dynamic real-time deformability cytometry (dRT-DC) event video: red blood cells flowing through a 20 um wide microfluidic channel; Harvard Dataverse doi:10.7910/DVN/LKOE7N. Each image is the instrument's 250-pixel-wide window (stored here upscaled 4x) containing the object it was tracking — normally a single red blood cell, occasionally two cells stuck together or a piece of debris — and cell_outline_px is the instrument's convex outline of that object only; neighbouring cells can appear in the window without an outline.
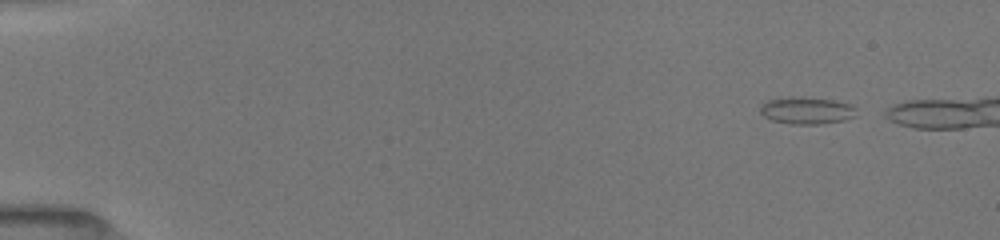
{"species": "common noctule bat (a hibernating species)", "species_latin": "Nyctalus noctula", "temperature_condition": "room temperature", "stored_images_in_passage": 13, "camera_frame_rate_fps": 3000, "um_per_image_px": 0.085, "animal": {"sex": "female", "body_mass_g": 19.5, "forearm_length_mm": 54.1}, "frame": {"image": 1, "passage_image": 1, "time_ms": 0.0, "image_size_px": [1000, 240], "cell_outline_px": [[856, 116], [844, 120], [816, 124], [792, 124], [772, 120], [764, 116], [760, 112], [760, 104], [768, 100], [792, 96], [800, 96], [836, 100], [852, 104], [856, 108]], "centroid_in_image_um": [68.58, 9.37], "position_along_channel_um": 16.4, "area_um2": 15.37}}